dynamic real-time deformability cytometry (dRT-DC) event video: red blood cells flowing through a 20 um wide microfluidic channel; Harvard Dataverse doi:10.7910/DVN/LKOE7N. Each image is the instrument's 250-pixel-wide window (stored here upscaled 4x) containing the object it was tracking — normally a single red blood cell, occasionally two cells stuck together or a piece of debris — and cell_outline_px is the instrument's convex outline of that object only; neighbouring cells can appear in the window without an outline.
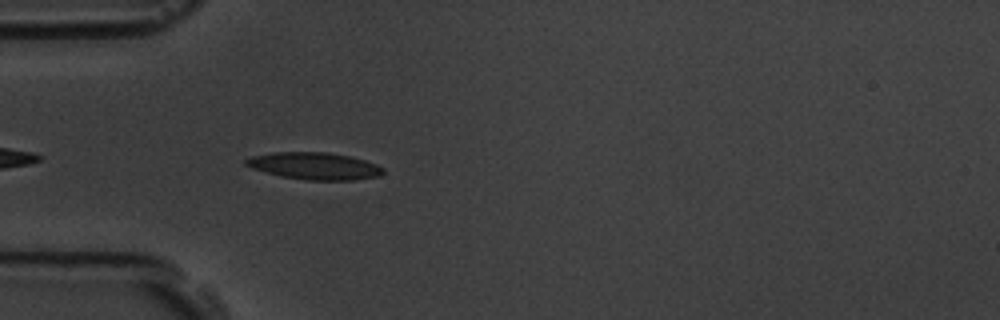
{"species": "common noctule bat (a hibernating species)", "species_latin": "Nyctalus noctula", "temperature_condition": "room temperature", "stored_images_in_passage": 18, "camera_frame_rate_fps": 3000, "um_per_image_px": 0.085, "animal": {"sex": "male", "body_mass_g": 19.5, "forearm_length_mm": 54.6}, "frame": {"image": 1, "passage_image": 3, "time_ms": 0.667, "image_size_px": [1000, 320], "cell_outline_px": [[384, 172], [380, 176], [352, 180], [304, 180], [280, 176], [252, 168], [244, 164], [244, 160], [252, 156], [272, 152], [328, 152], [348, 156], [364, 160], [376, 164], [384, 168]], "centroid_in_image_um": [26.72, 14.11], "position_along_channel_um": 58.3, "area_um2": 21.68}}
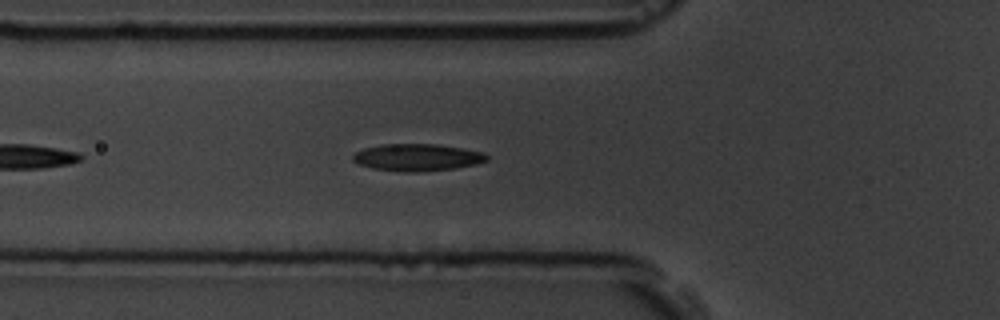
{"frame": {"image": 2, "passage_image": 6, "time_ms": 1.667, "image_size_px": [1000, 320], "cell_outline_px": [[488, 160], [476, 164], [452, 168], [420, 172], [404, 172], [372, 168], [360, 164], [352, 160], [352, 156], [356, 152], [364, 148], [380, 144], [436, 144], [464, 148], [484, 152], [488, 156]], "centroid_in_image_um": [35.47, 13.37], "position_along_channel_um": 90.3, "area_um2": 21.15}}
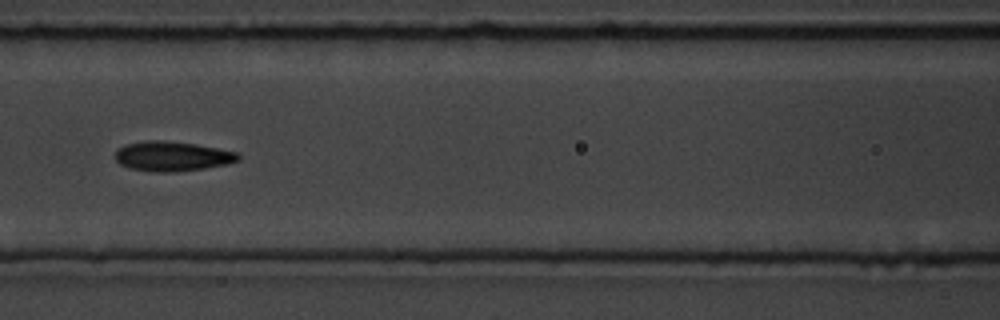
{"frame": {"image": 3, "passage_image": 11, "time_ms": 3.333, "image_size_px": [1000, 320], "cell_outline_px": [[240, 160], [228, 164], [204, 168], [172, 172], [152, 172], [128, 168], [120, 164], [116, 160], [116, 148], [124, 144], [148, 140], [160, 140], [196, 144], [236, 152], [240, 156]], "centroid_in_image_um": [14.6, 13.28], "position_along_channel_um": 152.0, "area_um2": 21.39}}